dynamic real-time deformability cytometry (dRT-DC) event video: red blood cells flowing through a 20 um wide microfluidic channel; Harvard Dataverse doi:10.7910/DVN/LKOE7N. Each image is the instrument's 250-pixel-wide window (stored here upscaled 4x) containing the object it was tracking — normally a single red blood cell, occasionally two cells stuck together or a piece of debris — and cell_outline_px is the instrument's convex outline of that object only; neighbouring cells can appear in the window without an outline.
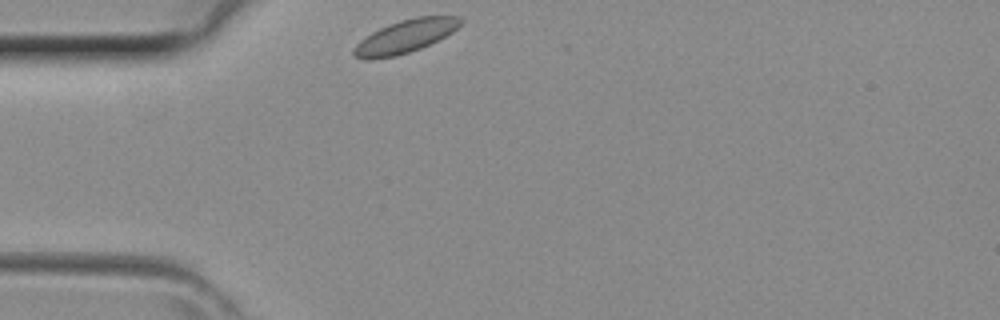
{"species": "common noctule bat (a hibernating species)", "species_latin": "Nyctalus noctula", "temperature_condition": "room temperature", "stored_images_in_passage": 26, "camera_frame_rate_fps": 3000, "um_per_image_px": 0.085, "animal": {"sex": "female", "body_mass_g": 29.2, "forearm_length_mm": 56.3}, "frame": {"image": 1, "passage_image": 1, "time_ms": 0.0, "image_size_px": [1000, 320], "cell_outline_px": [[464, 20], [452, 32], [420, 48], [396, 56], [368, 60], [352, 56], [352, 52], [356, 44], [360, 40], [372, 32], [388, 24], [400, 20], [416, 16], [460, 16]], "centroid_in_image_um": [34.41, 3.09], "position_along_channel_um": 50.6, "area_um2": 20.4}}
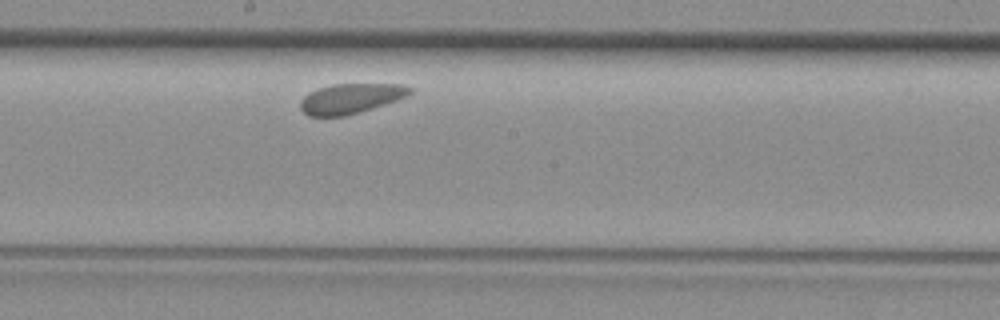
{"frame": {"image": 2, "passage_image": 14, "time_ms": 4.333, "image_size_px": [1000, 320], "cell_outline_px": [[412, 92], [396, 100], [360, 112], [344, 116], [308, 116], [300, 108], [300, 100], [308, 92], [316, 88], [332, 84], [404, 84], [412, 88]], "centroid_in_image_um": [29.76, 8.36], "position_along_channel_um": 218.4, "area_um2": 19.13}}
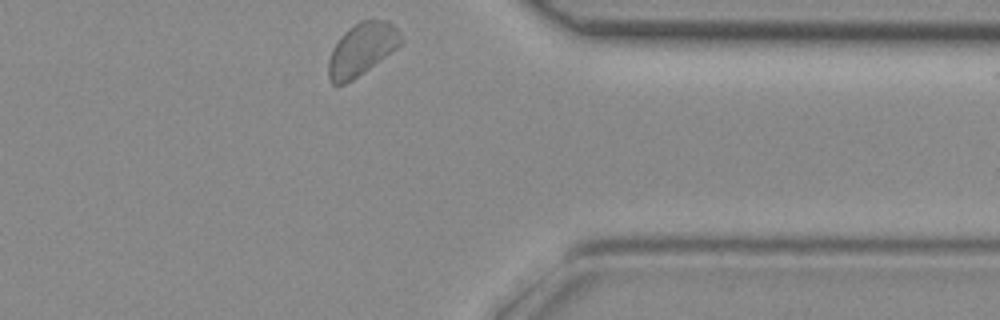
{"frame": {"image": 3, "passage_image": 26, "time_ms": 8.333, "image_size_px": [1000, 320], "cell_outline_px": [[404, 40], [396, 48], [364, 72], [352, 80], [344, 84], [332, 84], [328, 76], [328, 60], [332, 48], [340, 36], [348, 28], [360, 20], [388, 20], [400, 32]], "centroid_in_image_um": [30.73, 4.17], "position_along_channel_um": 380.7, "area_um2": 22.08}}